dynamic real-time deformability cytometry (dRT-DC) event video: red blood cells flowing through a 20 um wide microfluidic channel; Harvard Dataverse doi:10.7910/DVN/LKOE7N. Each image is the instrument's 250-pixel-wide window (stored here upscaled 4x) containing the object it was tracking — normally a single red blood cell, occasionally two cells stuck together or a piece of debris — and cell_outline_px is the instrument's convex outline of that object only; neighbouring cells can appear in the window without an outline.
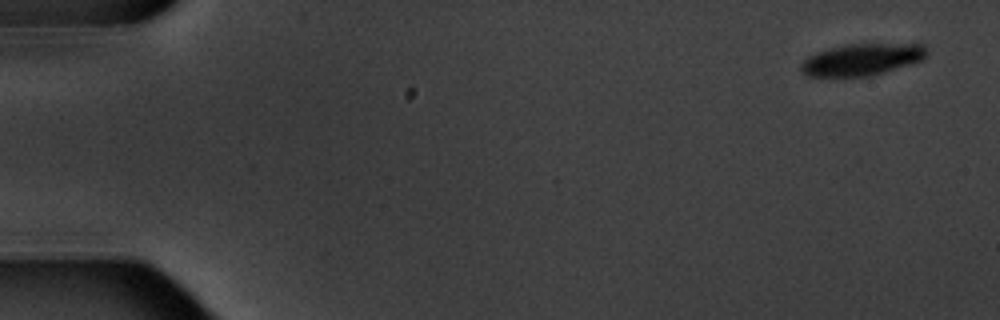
{"species": "common noctule bat (a hibernating species)", "species_latin": "Nyctalus noctula", "temperature_condition": "warm", "stored_images_in_passage": 5, "camera_frame_rate_fps": 3000, "um_per_image_px": 0.085, "animal": {"sex": "male", "body_mass_g": 20.1, "forearm_length_mm": 53.5}, "frame": {"image": 1, "passage_image": 1, "time_ms": 0.0, "image_size_px": [1000, 320], "cell_outline_px": [[928, 52], [924, 60], [868, 76], [808, 76], [800, 68], [800, 64], [808, 56], [828, 48], [844, 44], [924, 44]], "centroid_in_image_um": [73.28, 5.04], "position_along_channel_um": 11.7, "area_um2": 23.12}}
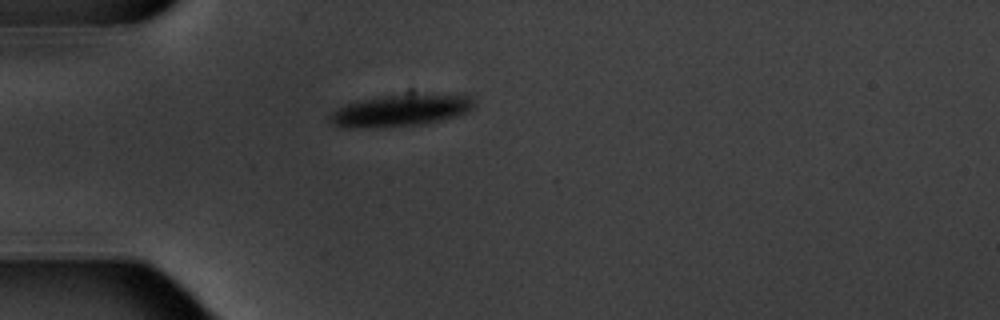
{"frame": {"image": 2, "passage_image": 5, "time_ms": 4.667, "image_size_px": [1000, 320], "cell_outline_px": [[476, 104], [468, 112], [456, 116], [424, 124], [376, 128], [340, 128], [332, 124], [328, 120], [328, 116], [336, 108], [344, 104], [360, 100], [384, 96], [420, 92], [468, 96]], "centroid_in_image_um": [34.0, 9.38], "position_along_channel_um": 51.0, "area_um2": 27.46}}